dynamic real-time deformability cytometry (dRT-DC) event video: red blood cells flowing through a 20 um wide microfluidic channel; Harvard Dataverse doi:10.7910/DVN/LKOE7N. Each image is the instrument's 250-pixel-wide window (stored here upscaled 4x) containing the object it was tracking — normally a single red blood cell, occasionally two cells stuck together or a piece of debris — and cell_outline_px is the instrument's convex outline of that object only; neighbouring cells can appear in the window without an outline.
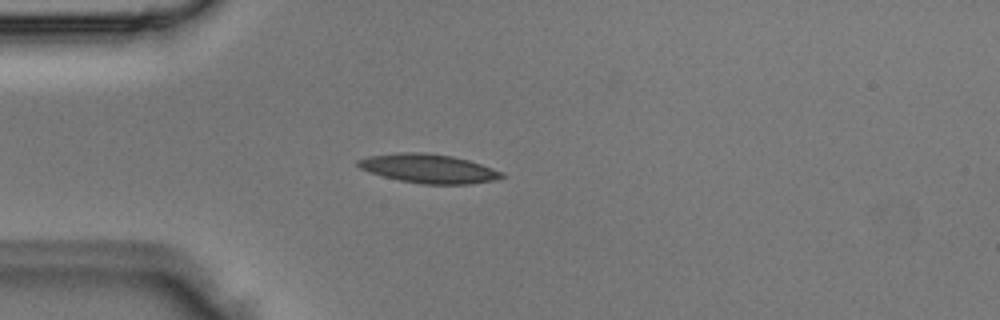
{"species": "Egyptian fruit bat (a non-hibernating species)", "species_latin": "Rousettus aegyptiacus", "temperature_condition": "room temperature", "stored_images_in_passage": 3, "camera_frame_rate_fps": 3000, "um_per_image_px": 0.085, "animal": {"sex": "male"}, "frame": {"image": 1, "passage_image": 3, "time_ms": 0.667, "image_size_px": [1000, 320], "cell_outline_px": [[504, 176], [496, 180], [472, 184], [424, 184], [400, 180], [368, 172], [360, 168], [356, 164], [356, 160], [368, 156], [396, 152], [424, 152], [452, 156], [468, 160], [492, 168], [500, 172]], "centroid_in_image_um": [36.39, 14.32], "position_along_channel_um": 48.6, "area_um2": 24.22}}